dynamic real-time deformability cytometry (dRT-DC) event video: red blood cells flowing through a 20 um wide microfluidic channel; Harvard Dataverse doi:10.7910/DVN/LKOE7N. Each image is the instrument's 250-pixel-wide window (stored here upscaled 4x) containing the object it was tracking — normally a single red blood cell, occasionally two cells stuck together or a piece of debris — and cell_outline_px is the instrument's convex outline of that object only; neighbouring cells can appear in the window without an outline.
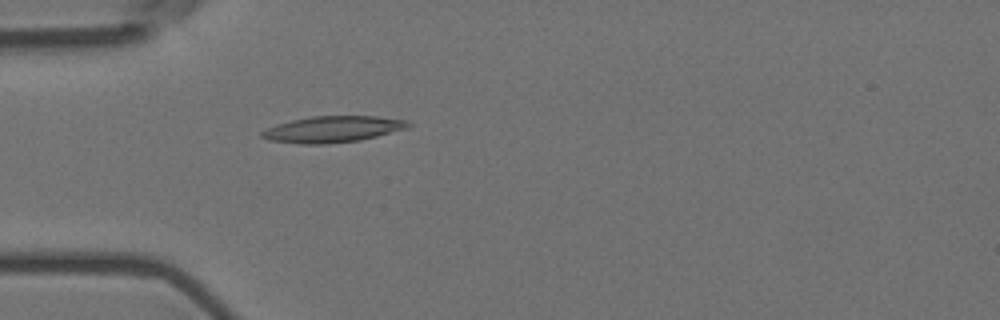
{"species": "Egyptian fruit bat (a non-hibernating species)", "species_latin": "Rousettus aegyptiacus", "temperature_condition": "room temperature", "stored_images_in_passage": 56, "camera_frame_rate_fps": 3000, "um_per_image_px": 0.085, "animal": {"sex": "female"}, "frame": {"image": 1, "passage_image": 16, "time_ms": 5.0, "image_size_px": [1000, 320], "cell_outline_px": [[412, 124], [408, 128], [360, 140], [328, 144], [300, 144], [268, 140], [260, 136], [260, 132], [276, 124], [292, 120], [312, 116], [376, 116], [408, 120]], "centroid_in_image_um": [28.28, 10.98], "position_along_channel_um": 56.7, "area_um2": 22.48}}
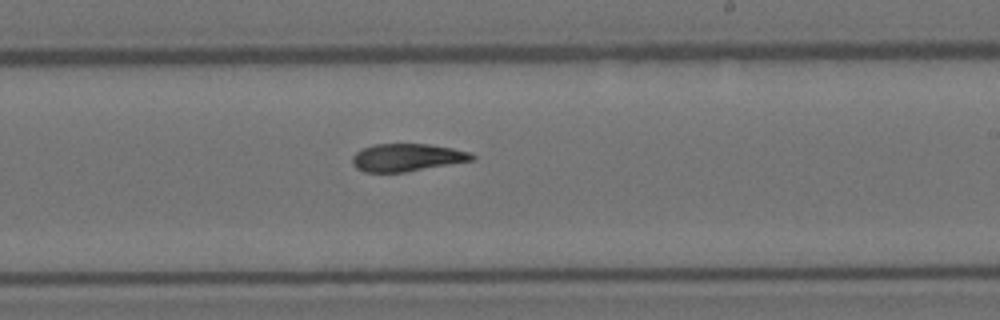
{"frame": {"image": 2, "passage_image": 33, "time_ms": 10.667, "image_size_px": [1000, 320], "cell_outline_px": [[476, 156], [472, 160], [404, 172], [364, 172], [356, 168], [352, 164], [352, 156], [356, 152], [372, 144], [428, 144], [452, 148], [468, 152]], "centroid_in_image_um": [34.54, 13.38], "position_along_channel_um": 254.5, "area_um2": 19.07}}
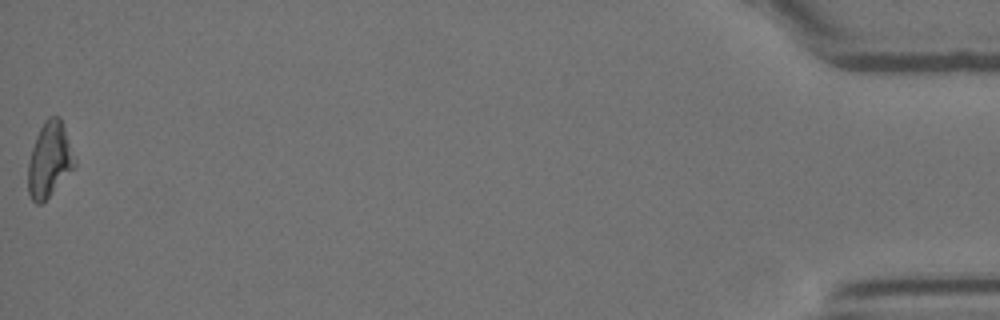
{"frame": {"image": 3, "passage_image": 56, "time_ms": 18.333, "image_size_px": [1000, 320], "cell_outline_px": [[76, 164], [52, 192], [40, 204], [36, 204], [32, 200], [28, 192], [28, 160], [36, 136], [44, 120], [48, 116], [60, 116], [76, 160]], "centroid_in_image_um": [4.18, 13.54], "position_along_channel_um": 431.0, "area_um2": 20.06}, "authors_computed_cell_mechanics": {"area_um2": 20.3167, "velocity_mm_per_s": 3.5673, "shape_relaxation_time_tau1_ms": 8.3138, "shape_relaxation_time_tau2_ms": 8.9988, "deformation_change_tau1": 0.2179, "deformation_change_tau2": 0.1934}}